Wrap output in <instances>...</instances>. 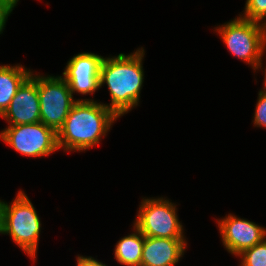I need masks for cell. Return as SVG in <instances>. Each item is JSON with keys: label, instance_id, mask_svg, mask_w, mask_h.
<instances>
[{"label": "cell", "instance_id": "4", "mask_svg": "<svg viewBox=\"0 0 266 266\" xmlns=\"http://www.w3.org/2000/svg\"><path fill=\"white\" fill-rule=\"evenodd\" d=\"M232 56L256 68L266 52V26L241 16L214 28Z\"/></svg>", "mask_w": 266, "mask_h": 266}, {"label": "cell", "instance_id": "16", "mask_svg": "<svg viewBox=\"0 0 266 266\" xmlns=\"http://www.w3.org/2000/svg\"><path fill=\"white\" fill-rule=\"evenodd\" d=\"M253 118L252 122L254 127H262L266 129V92L262 90L258 92V99Z\"/></svg>", "mask_w": 266, "mask_h": 266}, {"label": "cell", "instance_id": "10", "mask_svg": "<svg viewBox=\"0 0 266 266\" xmlns=\"http://www.w3.org/2000/svg\"><path fill=\"white\" fill-rule=\"evenodd\" d=\"M8 126L40 122L38 74H31L19 86L9 107L0 116Z\"/></svg>", "mask_w": 266, "mask_h": 266}, {"label": "cell", "instance_id": "7", "mask_svg": "<svg viewBox=\"0 0 266 266\" xmlns=\"http://www.w3.org/2000/svg\"><path fill=\"white\" fill-rule=\"evenodd\" d=\"M0 139L21 155L32 158L46 157L59 150L57 133L41 121L7 126L0 131Z\"/></svg>", "mask_w": 266, "mask_h": 266}, {"label": "cell", "instance_id": "11", "mask_svg": "<svg viewBox=\"0 0 266 266\" xmlns=\"http://www.w3.org/2000/svg\"><path fill=\"white\" fill-rule=\"evenodd\" d=\"M186 239L146 237L141 266H175L187 249Z\"/></svg>", "mask_w": 266, "mask_h": 266}, {"label": "cell", "instance_id": "19", "mask_svg": "<svg viewBox=\"0 0 266 266\" xmlns=\"http://www.w3.org/2000/svg\"><path fill=\"white\" fill-rule=\"evenodd\" d=\"M262 59H263V58H261V60H260V62H259V64H258L256 70H262V69L265 68V70H263V72H264V74H263V75H264V82H263L264 87H263L262 89H260V90L266 92V66L263 67ZM262 67H263V68H262Z\"/></svg>", "mask_w": 266, "mask_h": 266}, {"label": "cell", "instance_id": "9", "mask_svg": "<svg viewBox=\"0 0 266 266\" xmlns=\"http://www.w3.org/2000/svg\"><path fill=\"white\" fill-rule=\"evenodd\" d=\"M103 56L92 53H78L67 62L62 77L68 83L72 95H92L100 89V67Z\"/></svg>", "mask_w": 266, "mask_h": 266}, {"label": "cell", "instance_id": "5", "mask_svg": "<svg viewBox=\"0 0 266 266\" xmlns=\"http://www.w3.org/2000/svg\"><path fill=\"white\" fill-rule=\"evenodd\" d=\"M176 205L167 197L143 198L133 225L146 237L186 239Z\"/></svg>", "mask_w": 266, "mask_h": 266}, {"label": "cell", "instance_id": "1", "mask_svg": "<svg viewBox=\"0 0 266 266\" xmlns=\"http://www.w3.org/2000/svg\"><path fill=\"white\" fill-rule=\"evenodd\" d=\"M144 47L130 54L119 53L103 58L100 67V88L107 85L111 102L104 105L119 118L139 104L144 82Z\"/></svg>", "mask_w": 266, "mask_h": 266}, {"label": "cell", "instance_id": "6", "mask_svg": "<svg viewBox=\"0 0 266 266\" xmlns=\"http://www.w3.org/2000/svg\"><path fill=\"white\" fill-rule=\"evenodd\" d=\"M38 96L40 121L56 133L77 101H93L90 98L74 99L68 83L61 75H38Z\"/></svg>", "mask_w": 266, "mask_h": 266}, {"label": "cell", "instance_id": "8", "mask_svg": "<svg viewBox=\"0 0 266 266\" xmlns=\"http://www.w3.org/2000/svg\"><path fill=\"white\" fill-rule=\"evenodd\" d=\"M216 220L225 249L236 257L266 238L264 226L234 214Z\"/></svg>", "mask_w": 266, "mask_h": 266}, {"label": "cell", "instance_id": "12", "mask_svg": "<svg viewBox=\"0 0 266 266\" xmlns=\"http://www.w3.org/2000/svg\"><path fill=\"white\" fill-rule=\"evenodd\" d=\"M32 70L24 66L0 65V116L9 107L19 86L31 74Z\"/></svg>", "mask_w": 266, "mask_h": 266}, {"label": "cell", "instance_id": "2", "mask_svg": "<svg viewBox=\"0 0 266 266\" xmlns=\"http://www.w3.org/2000/svg\"><path fill=\"white\" fill-rule=\"evenodd\" d=\"M118 119L101 101H77L57 132L58 149L64 152L88 151L99 145Z\"/></svg>", "mask_w": 266, "mask_h": 266}, {"label": "cell", "instance_id": "17", "mask_svg": "<svg viewBox=\"0 0 266 266\" xmlns=\"http://www.w3.org/2000/svg\"><path fill=\"white\" fill-rule=\"evenodd\" d=\"M19 0H0V34L5 29L6 22Z\"/></svg>", "mask_w": 266, "mask_h": 266}, {"label": "cell", "instance_id": "13", "mask_svg": "<svg viewBox=\"0 0 266 266\" xmlns=\"http://www.w3.org/2000/svg\"><path fill=\"white\" fill-rule=\"evenodd\" d=\"M133 232L118 240L114 247V258L125 266H141L145 236L133 225Z\"/></svg>", "mask_w": 266, "mask_h": 266}, {"label": "cell", "instance_id": "15", "mask_svg": "<svg viewBox=\"0 0 266 266\" xmlns=\"http://www.w3.org/2000/svg\"><path fill=\"white\" fill-rule=\"evenodd\" d=\"M242 18L259 22L266 26V0H246Z\"/></svg>", "mask_w": 266, "mask_h": 266}, {"label": "cell", "instance_id": "3", "mask_svg": "<svg viewBox=\"0 0 266 266\" xmlns=\"http://www.w3.org/2000/svg\"><path fill=\"white\" fill-rule=\"evenodd\" d=\"M41 225L35 207L21 189L11 203L0 200V234L9 235L34 262L37 258Z\"/></svg>", "mask_w": 266, "mask_h": 266}, {"label": "cell", "instance_id": "14", "mask_svg": "<svg viewBox=\"0 0 266 266\" xmlns=\"http://www.w3.org/2000/svg\"><path fill=\"white\" fill-rule=\"evenodd\" d=\"M240 257V266H266V238L251 248L245 249Z\"/></svg>", "mask_w": 266, "mask_h": 266}, {"label": "cell", "instance_id": "18", "mask_svg": "<svg viewBox=\"0 0 266 266\" xmlns=\"http://www.w3.org/2000/svg\"><path fill=\"white\" fill-rule=\"evenodd\" d=\"M77 265L76 266H107L105 263L98 261L91 256L77 255Z\"/></svg>", "mask_w": 266, "mask_h": 266}]
</instances>
